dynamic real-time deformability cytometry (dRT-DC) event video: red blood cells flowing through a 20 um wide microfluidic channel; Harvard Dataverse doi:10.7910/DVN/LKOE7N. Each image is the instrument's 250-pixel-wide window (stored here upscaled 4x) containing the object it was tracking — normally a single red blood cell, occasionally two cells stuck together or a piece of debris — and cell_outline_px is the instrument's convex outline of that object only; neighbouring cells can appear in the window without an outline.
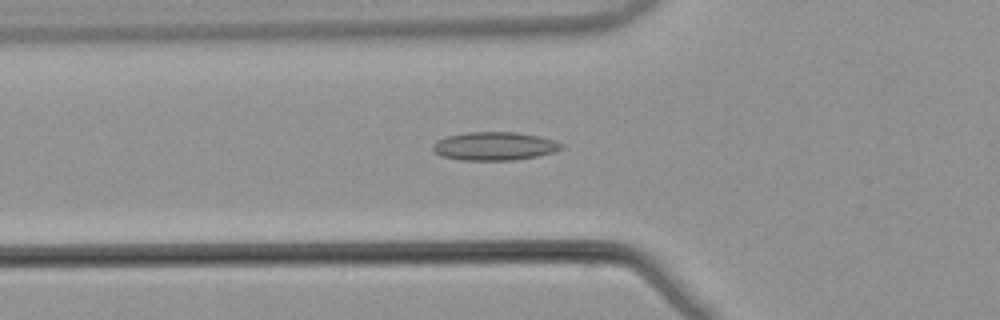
{"species": "common noctule bat (a hibernating species)", "species_latin": "Nyctalus noctula", "temperature_condition": "warm", "stored_images_in_passage": 53, "camera_frame_rate_fps": 3000, "um_per_image_px": 0.085, "animal": {"sex": "male", "body_mass_g": 21.5, "forearm_length_mm": 52.0}, "frame": {"image": 1, "passage_image": 19, "time_ms": 6.0, "image_size_px": [1000, 320], "cell_outline_px": [[564, 148], [556, 152], [536, 156], [512, 160], [460, 160], [440, 156], [432, 148], [432, 144], [436, 140], [448, 136], [468, 132], [516, 132], [540, 136], [564, 144]], "centroid_in_image_um": [42.03, 12.42], "position_along_channel_um": 83.8, "area_um2": 21.33}}
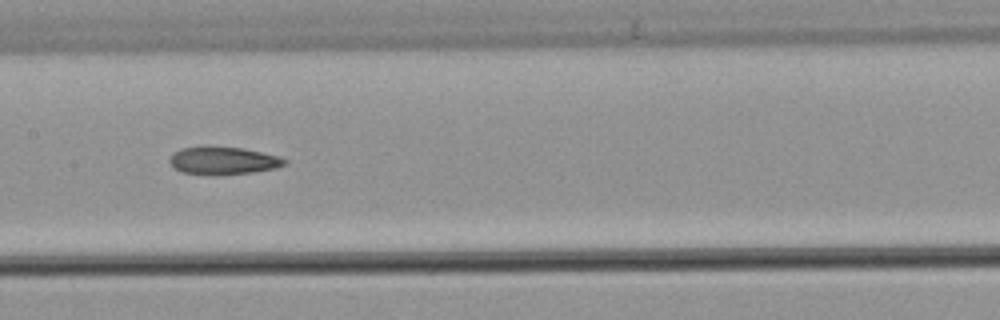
{"frame": {"image": 2, "passage_image": 27, "time_ms": 8.667, "image_size_px": [1000, 320], "cell_outline_px": [[288, 164], [276, 168], [252, 172], [180, 172], [168, 160], [176, 152], [184, 148], [204, 144], [244, 148], [280, 156], [288, 160]], "centroid_in_image_um": [19.05, 13.57], "position_along_channel_um": 188.4, "area_um2": 18.09}}
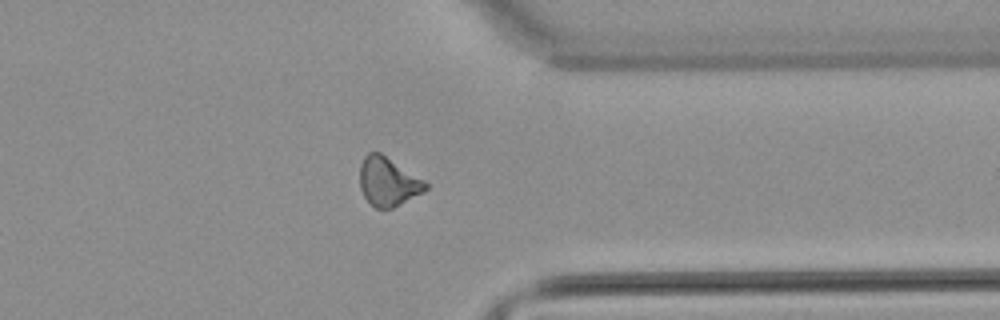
{"frame": {"image": 3, "passage_image": 42, "time_ms": 13.667, "image_size_px": [1000, 320], "cell_outline_px": [[428, 188], [424, 192], [392, 208], [376, 208], [364, 196], [360, 188], [360, 164], [364, 156], [368, 152], [380, 152], [428, 184]], "centroid_in_image_um": [32.96, 15.44], "position_along_channel_um": 378.4, "area_um2": 18.32}, "authors_computed_cell_mechanics": {"area_um2": 18.9584, "velocity_mm_per_s": 3.9088, "shape_relaxation_time_tau1_ms": null, "shape_relaxation_time_tau2_ms": 3.4833, "deformation_change_tau1": null, "deformation_change_tau2": 0.1137}}